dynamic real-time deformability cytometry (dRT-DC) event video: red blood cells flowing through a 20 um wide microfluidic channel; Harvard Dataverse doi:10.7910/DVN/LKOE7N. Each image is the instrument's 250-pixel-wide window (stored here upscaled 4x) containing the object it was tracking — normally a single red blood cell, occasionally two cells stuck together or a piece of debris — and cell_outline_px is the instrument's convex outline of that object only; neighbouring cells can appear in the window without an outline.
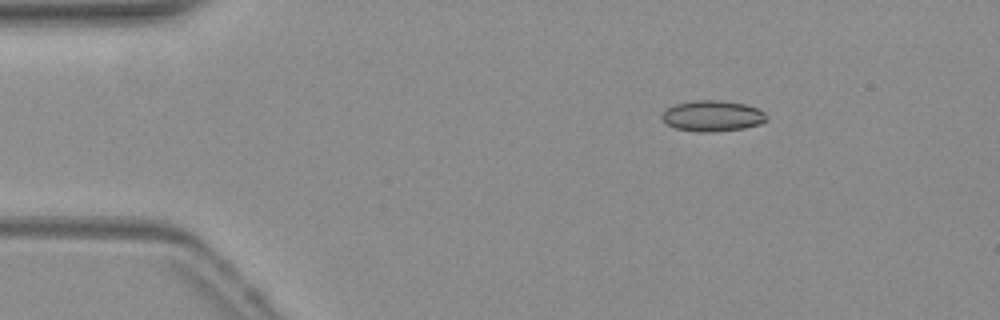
{"species": "common noctule bat (a hibernating species)", "species_latin": "Nyctalus noctula", "temperature_condition": "warm", "stored_images_in_passage": 40, "camera_frame_rate_fps": 3000, "um_per_image_px": 0.085, "animal": {"sex": "female", "body_mass_g": 19.3, "forearm_length_mm": 54.1}, "frame": {"image": 1, "passage_image": 1, "time_ms": 0.0, "image_size_px": [1000, 320], "cell_outline_px": [[764, 120], [760, 124], [744, 128], [676, 128], [668, 124], [660, 116], [668, 108], [676, 104], [696, 100], [720, 100], [744, 104], [756, 108], [764, 112]], "centroid_in_image_um": [60.56, 9.78], "position_along_channel_um": 24.4, "area_um2": 17.28}}
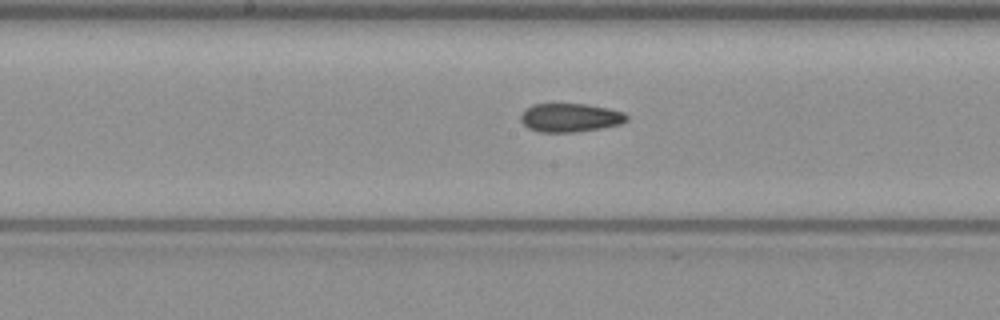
{"frame": {"image": 2, "passage_image": 20, "time_ms": 6.333, "image_size_px": [1000, 320], "cell_outline_px": [[628, 120], [620, 124], [600, 128], [572, 132], [540, 132], [528, 128], [520, 120], [520, 116], [532, 104], [584, 104], [608, 108], [624, 112], [628, 116]], "centroid_in_image_um": [48.47, 10.0], "position_along_channel_um": 199.7, "area_um2": 17.51}}
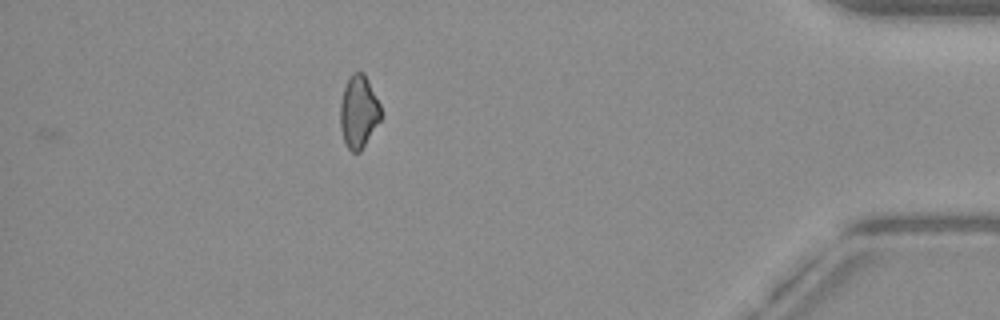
{"frame": {"image": 3, "passage_image": 40, "time_ms": 13.0, "image_size_px": [1000, 320], "cell_outline_px": [[380, 120], [360, 152], [352, 152], [348, 148], [344, 140], [340, 128], [340, 104], [344, 88], [352, 72], [364, 72], [380, 104]], "centroid_in_image_um": [30.47, 9.5], "position_along_channel_um": 404.7, "area_um2": 16.99}, "authors_computed_cell_mechanics": {"area_um2": 18.0625, "velocity_mm_per_s": 3.8453, "shape_relaxation_time_tau1_ms": null, "shape_relaxation_time_tau2_ms": 7.6312, "deformation_change_tau1": null, "deformation_change_tau2": 0.1215}}